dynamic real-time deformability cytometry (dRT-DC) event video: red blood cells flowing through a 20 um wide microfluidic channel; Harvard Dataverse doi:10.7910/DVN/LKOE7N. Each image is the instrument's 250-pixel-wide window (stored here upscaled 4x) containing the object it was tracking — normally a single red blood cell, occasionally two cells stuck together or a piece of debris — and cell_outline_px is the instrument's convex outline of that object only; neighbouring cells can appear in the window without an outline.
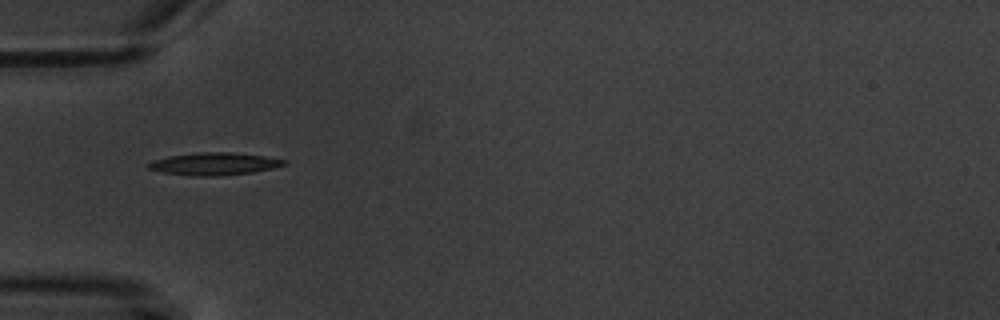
{"species": "common noctule bat (a hibernating species)", "species_latin": "Nyctalus noctula", "temperature_condition": "warm", "stored_images_in_passage": 9, "camera_frame_rate_fps": 3000, "um_per_image_px": 0.085, "animal": {"sex": "male", "body_mass_g": 20.1, "forearm_length_mm": 53.5}, "frame": {"image": 1, "passage_image": 3, "time_ms": 2.333, "image_size_px": [1000, 320], "cell_outline_px": [[288, 164], [272, 168], [252, 172], [212, 176], [192, 176], [160, 172], [148, 168], [148, 164], [152, 160], [172, 156], [196, 152], [232, 152], [264, 156], [288, 160]], "centroid_in_image_um": [18.22, 13.92], "position_along_channel_um": 66.8, "area_um2": 17.69}}
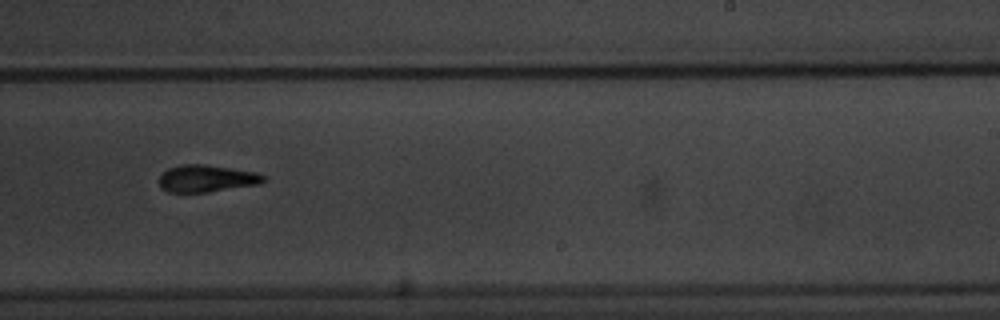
{"frame": {"image": 2, "passage_image": 8, "time_ms": 8.0, "image_size_px": [1000, 320], "cell_outline_px": [[268, 180], [260, 184], [208, 192], [168, 192], [160, 188], [160, 176], [168, 168], [180, 164], [204, 164], [232, 168], [256, 172], [268, 176]], "centroid_in_image_um": [17.61, 15.17], "position_along_channel_um": 271.4, "area_um2": 16.7}}